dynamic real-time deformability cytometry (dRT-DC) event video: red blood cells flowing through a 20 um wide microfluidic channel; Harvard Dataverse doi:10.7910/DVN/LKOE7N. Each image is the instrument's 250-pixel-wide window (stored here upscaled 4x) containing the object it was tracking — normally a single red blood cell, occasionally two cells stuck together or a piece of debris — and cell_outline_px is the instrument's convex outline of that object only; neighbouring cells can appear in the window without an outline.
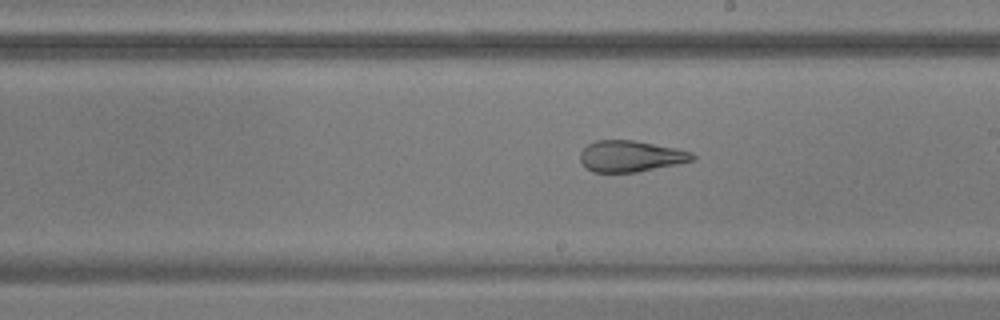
{"species": "common noctule bat (a hibernating species)", "species_latin": "Nyctalus noctula", "temperature_condition": "warm", "stored_images_in_passage": 28, "camera_frame_rate_fps": 3000, "um_per_image_px": 0.085, "animal": {"sex": "male", "body_mass_g": 17.9, "forearm_length_mm": 54.2}, "frame": {"image": 1, "passage_image": 20, "time_ms": 6.333, "image_size_px": [1000, 320], "cell_outline_px": [[696, 156], [692, 160], [676, 164], [636, 172], [592, 172], [584, 168], [580, 160], [580, 152], [588, 144], [596, 140], [632, 140], [676, 148], [692, 152]], "centroid_in_image_um": [53.56, 13.28], "position_along_channel_um": 235.4, "area_um2": 20.35}}